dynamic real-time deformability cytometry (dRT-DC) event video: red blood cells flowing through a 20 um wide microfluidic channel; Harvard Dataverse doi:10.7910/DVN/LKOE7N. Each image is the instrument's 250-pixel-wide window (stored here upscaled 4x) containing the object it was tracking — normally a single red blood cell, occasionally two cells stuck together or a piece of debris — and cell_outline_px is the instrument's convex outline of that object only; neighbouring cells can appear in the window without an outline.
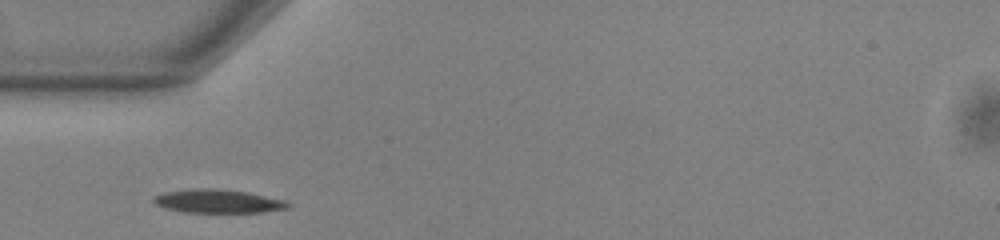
{"species": "common noctule bat (a hibernating species)", "species_latin": "Nyctalus noctula", "temperature_condition": "warm", "stored_images_in_passage": 38, "camera_frame_rate_fps": 3000, "um_per_image_px": 0.085, "animal": {"sex": "male", "body_mass_g": 13.0, "forearm_length_mm": 53.1}, "frame": {"image": 1, "passage_image": 1, "time_ms": 0.0, "image_size_px": [1000, 240], "cell_outline_px": [[292, 204], [288, 208], [264, 212], [184, 212], [164, 208], [156, 204], [152, 200], [152, 196], [164, 192], [196, 188], [216, 188], [248, 192], [284, 200]], "centroid_in_image_um": [18.51, 17.1], "position_along_channel_um": 66.5, "area_um2": 18.5}}
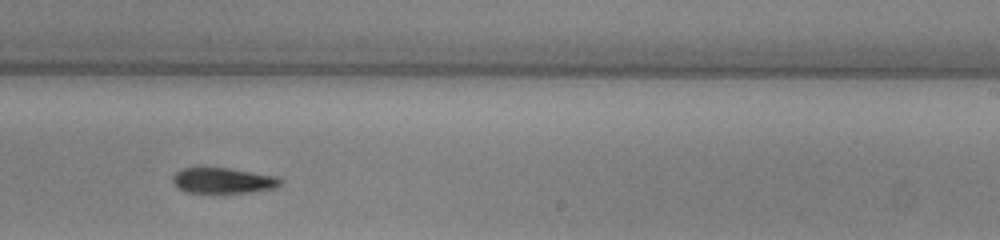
{"frame": {"image": 2, "passage_image": 17, "time_ms": 5.333, "image_size_px": [1000, 240], "cell_outline_px": [[284, 180], [276, 188], [252, 192], [184, 192], [176, 188], [172, 180], [172, 176], [176, 172], [184, 168], [228, 168], [276, 176]], "centroid_in_image_um": [18.96, 15.35], "position_along_channel_um": 270.0, "area_um2": 16.01}}
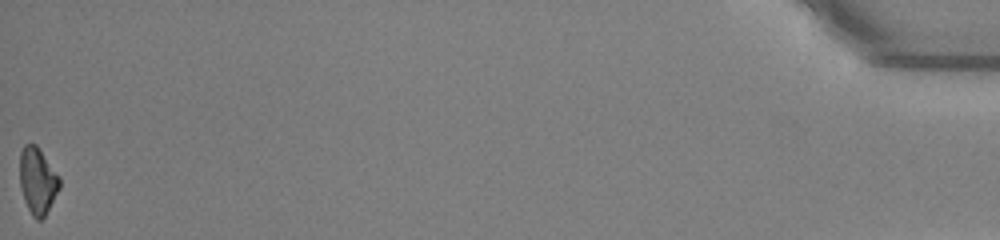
{"frame": {"image": 3, "passage_image": 38, "time_ms": 12.333, "image_size_px": [1000, 240], "cell_outline_px": [[60, 188], [44, 216], [40, 220], [36, 220], [32, 216], [24, 200], [20, 188], [20, 152], [24, 144], [36, 144], [60, 176]], "centroid_in_image_um": [3.19, 15.35], "position_along_channel_um": 432.0, "area_um2": 15.43}, "authors_computed_cell_mechanics": {"area_um2": 16.6464, "velocity_mm_per_s": 3.8299, "shape_relaxation_time_tau1_ms": 4.8099, "shape_relaxation_time_tau2_ms": null, "deformation_change_tau1": 0.1636, "deformation_change_tau2": null}}